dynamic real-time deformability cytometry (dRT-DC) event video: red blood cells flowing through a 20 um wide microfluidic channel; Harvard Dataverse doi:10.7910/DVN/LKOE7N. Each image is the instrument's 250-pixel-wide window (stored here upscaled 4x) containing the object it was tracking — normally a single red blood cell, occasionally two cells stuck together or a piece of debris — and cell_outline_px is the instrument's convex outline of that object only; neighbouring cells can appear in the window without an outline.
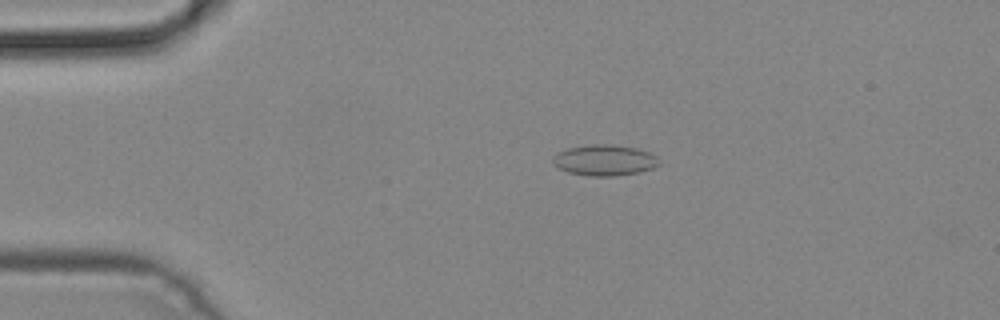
{"species": "common noctule bat (a hibernating species)", "species_latin": "Nyctalus noctula", "temperature_condition": "cold", "stored_images_in_passage": 3, "camera_frame_rate_fps": 3000, "um_per_image_px": 0.085, "animal": {"sex": "male", "body_mass_g": 19.2, "forearm_length_mm": 51.8}, "frame": {"image": 1, "passage_image": 2, "time_ms": 0.333, "image_size_px": [1000, 320], "cell_outline_px": [[660, 164], [652, 168], [640, 172], [616, 176], [588, 176], [568, 172], [552, 164], [552, 156], [556, 152], [568, 148], [592, 144], [612, 144], [636, 148], [648, 152], [656, 156]], "centroid_in_image_um": [51.35, 13.62], "position_along_channel_um": 33.6, "area_um2": 19.25}}